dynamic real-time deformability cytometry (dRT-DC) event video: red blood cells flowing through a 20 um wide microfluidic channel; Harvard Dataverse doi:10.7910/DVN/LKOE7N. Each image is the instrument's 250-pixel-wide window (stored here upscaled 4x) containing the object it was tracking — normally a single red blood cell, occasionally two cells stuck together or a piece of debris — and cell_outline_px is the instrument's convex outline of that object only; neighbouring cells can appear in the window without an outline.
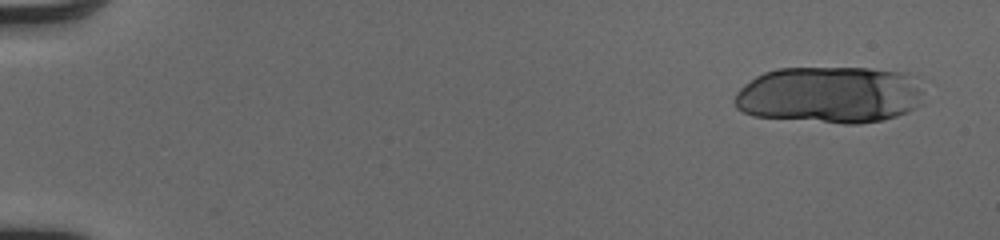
{"species": "human", "species_latin": "Homo sapiens", "temperature_condition": "cold", "stored_images_in_passage": 19, "camera_frame_rate_fps": 3000, "um_per_image_px": 0.085, "donor": {"sex": "male"}, "frame": {"image": 1, "passage_image": 3, "time_ms": 0.667, "image_size_px": [1000, 240], "cell_outline_px": [[924, 92], [920, 104], [908, 112], [884, 120], [860, 124], [844, 124], [752, 116], [736, 108], [732, 100], [736, 92], [744, 84], [756, 76], [764, 72], [776, 68], [868, 68], [908, 72]], "centroid_in_image_um": [70.51, 8.06], "position_along_channel_um": 14.5, "area_um2": 63.46}}